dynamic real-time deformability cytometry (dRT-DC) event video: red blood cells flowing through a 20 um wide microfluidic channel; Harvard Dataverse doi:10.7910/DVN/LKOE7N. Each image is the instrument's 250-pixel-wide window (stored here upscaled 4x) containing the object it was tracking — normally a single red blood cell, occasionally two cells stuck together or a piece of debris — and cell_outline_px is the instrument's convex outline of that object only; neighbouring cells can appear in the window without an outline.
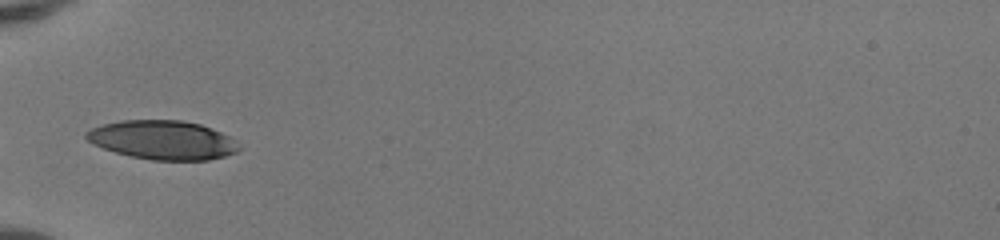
{"species": "human", "species_latin": "Homo sapiens", "temperature_condition": "room temperature", "stored_images_in_passage": 22, "camera_frame_rate_fps": 3000, "um_per_image_px": 0.085, "donor": {"sex": "female"}, "frame": {"image": 1, "passage_image": 1, "time_ms": 0.0, "image_size_px": [1000, 240], "cell_outline_px": [[240, 148], [236, 152], [224, 156], [208, 160], [152, 160], [132, 156], [116, 152], [92, 144], [84, 136], [84, 132], [92, 128], [104, 124], [120, 120], [184, 120], [200, 124], [212, 128], [228, 136]], "centroid_in_image_um": [13.79, 11.89], "position_along_channel_um": 71.2, "area_um2": 34.45}}